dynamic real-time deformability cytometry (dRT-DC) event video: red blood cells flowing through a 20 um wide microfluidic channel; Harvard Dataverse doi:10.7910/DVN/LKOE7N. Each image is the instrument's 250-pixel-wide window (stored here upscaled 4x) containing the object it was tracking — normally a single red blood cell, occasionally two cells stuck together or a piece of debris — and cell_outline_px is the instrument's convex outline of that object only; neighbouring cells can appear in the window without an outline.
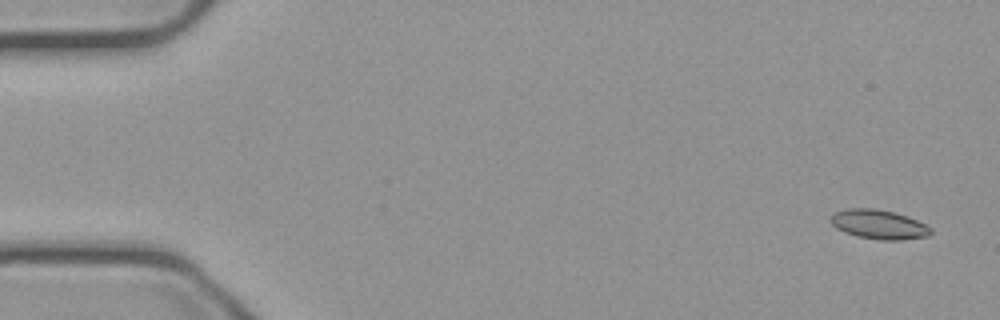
{"species": "common noctule bat (a hibernating species)", "species_latin": "Nyctalus noctula", "temperature_condition": "cold", "stored_images_in_passage": 56, "camera_frame_rate_fps": 3000, "um_per_image_px": 0.085, "animal": {"sex": "male", "body_mass_g": 23.1, "forearm_length_mm": 52.7}, "frame": {"image": 1, "passage_image": 3, "time_ms": 0.667, "image_size_px": [1000, 320], "cell_outline_px": [[932, 232], [928, 236], [900, 240], [880, 240], [856, 236], [844, 232], [836, 228], [832, 224], [832, 216], [836, 212], [848, 208], [876, 208], [908, 216], [932, 228]], "centroid_in_image_um": [74.71, 19.08], "position_along_channel_um": 10.3, "area_um2": 16.99}}
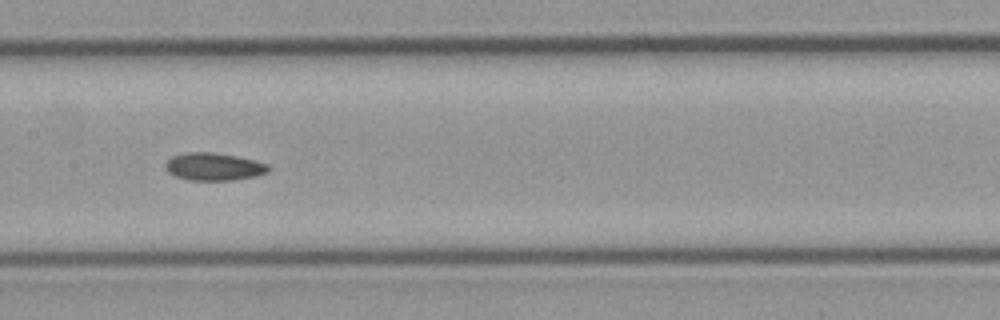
{"frame": {"image": 2, "passage_image": 28, "time_ms": 9.0, "image_size_px": [1000, 320], "cell_outline_px": [[272, 168], [268, 172], [256, 176], [232, 180], [188, 180], [176, 176], [168, 172], [164, 168], [164, 164], [172, 156], [184, 152], [212, 152], [236, 156], [256, 160], [268, 164]], "centroid_in_image_um": [18.18, 14.16], "position_along_channel_um": 189.2, "area_um2": 16.76}}
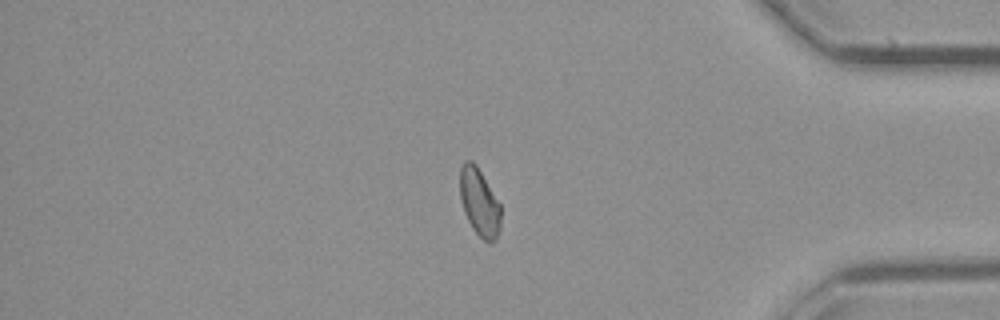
{"frame": {"image": 3, "passage_image": 47, "time_ms": 15.333, "image_size_px": [1000, 320], "cell_outline_px": [[500, 228], [496, 240], [492, 244], [484, 240], [472, 228], [464, 212], [460, 196], [460, 168], [464, 160], [472, 160], [476, 164], [500, 204]], "centroid_in_image_um": [40.74, 17.2], "position_along_channel_um": 394.5, "area_um2": 16.07}}